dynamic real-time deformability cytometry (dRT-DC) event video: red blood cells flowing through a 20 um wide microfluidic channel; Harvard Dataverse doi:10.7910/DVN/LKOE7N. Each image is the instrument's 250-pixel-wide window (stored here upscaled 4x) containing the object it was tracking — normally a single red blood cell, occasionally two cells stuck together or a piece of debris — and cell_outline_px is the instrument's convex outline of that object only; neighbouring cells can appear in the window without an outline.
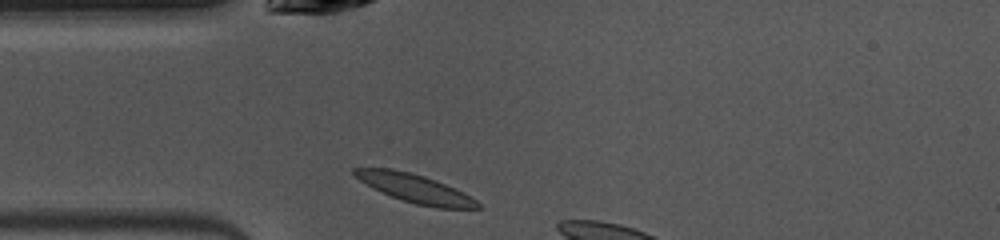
{"species": "common noctule bat (a hibernating species)", "species_latin": "Nyctalus noctula", "temperature_condition": "warm", "stored_images_in_passage": 4, "camera_frame_rate_fps": 3000, "um_per_image_px": 0.085, "animal": {"sex": "female", "body_mass_g": 10.0, "forearm_length_mm": 53.1}, "frame": {"image": 1, "passage_image": 1, "time_ms": 0.0, "image_size_px": [1000, 240], "cell_outline_px": [[480, 208], [436, 208], [416, 204], [392, 196], [360, 180], [352, 172], [352, 168], [392, 168], [424, 176], [464, 192], [476, 200], [480, 204]], "centroid_in_image_um": [35.31, 16.01], "position_along_channel_um": 49.7, "area_um2": 19.88}}